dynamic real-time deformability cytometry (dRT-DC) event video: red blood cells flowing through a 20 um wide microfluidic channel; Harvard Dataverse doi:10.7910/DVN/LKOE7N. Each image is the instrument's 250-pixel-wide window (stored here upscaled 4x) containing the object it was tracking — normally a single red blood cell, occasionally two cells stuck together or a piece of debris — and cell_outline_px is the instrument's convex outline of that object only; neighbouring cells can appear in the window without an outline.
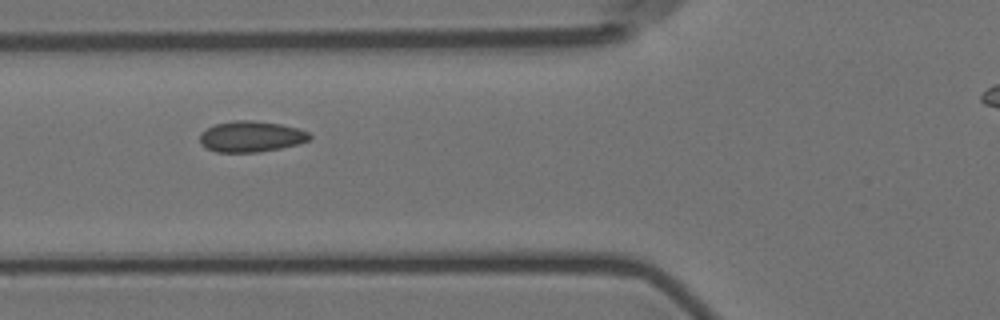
{"species": "Egyptian fruit bat (a non-hibernating species)", "species_latin": "Rousettus aegyptiacus", "temperature_condition": "room temperature", "stored_images_in_passage": 8, "camera_frame_rate_fps": 3000, "um_per_image_px": 0.085, "animal": {"sex": "female"}, "frame": {"image": 1, "passage_image": 7, "time_ms": 7.667, "image_size_px": [1000, 320], "cell_outline_px": [[312, 136], [308, 140], [300, 144], [260, 152], [216, 152], [204, 148], [200, 144], [200, 132], [216, 124], [236, 120], [252, 120], [280, 124], [296, 128], [308, 132]], "centroid_in_image_um": [21.32, 11.62], "position_along_channel_um": 104.5, "area_um2": 19.83}}
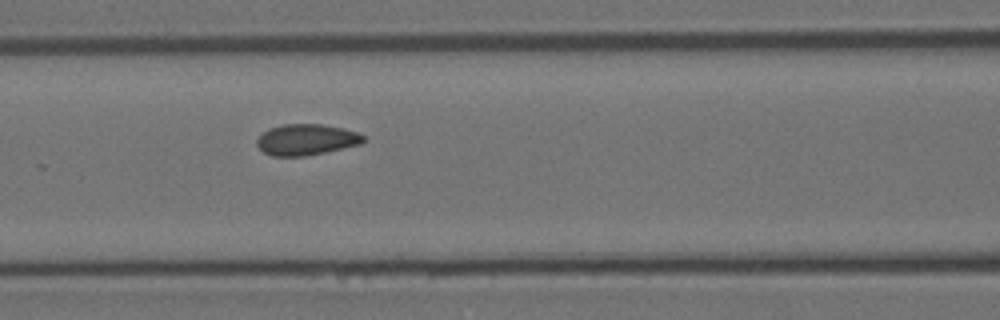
{"frame": {"image": 2, "passage_image": 8, "time_ms": 8.667, "image_size_px": [1000, 320], "cell_outline_px": [[364, 140], [360, 144], [324, 152], [304, 156], [272, 156], [264, 152], [256, 144], [256, 140], [268, 128], [284, 124], [320, 124], [344, 128], [356, 132], [364, 136]], "centroid_in_image_um": [26.01, 11.86], "position_along_channel_um": 140.6, "area_um2": 19.07}}